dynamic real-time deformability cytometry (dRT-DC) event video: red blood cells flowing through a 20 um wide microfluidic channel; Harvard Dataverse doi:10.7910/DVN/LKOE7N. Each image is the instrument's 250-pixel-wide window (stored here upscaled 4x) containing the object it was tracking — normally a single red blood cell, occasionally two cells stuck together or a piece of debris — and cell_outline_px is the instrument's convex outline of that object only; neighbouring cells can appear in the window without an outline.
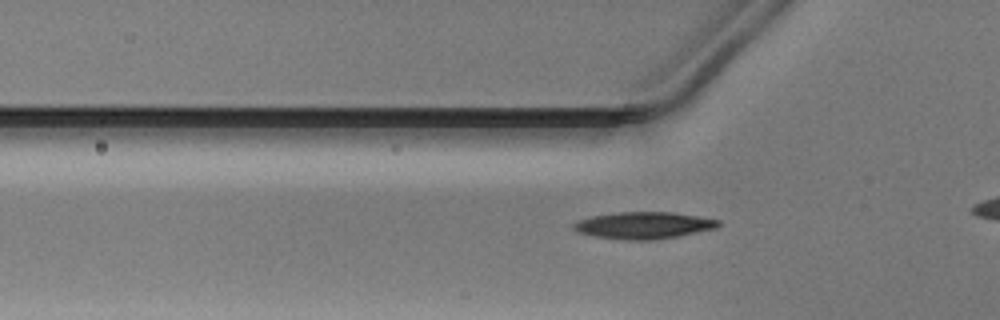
{"species": "Egyptian fruit bat (a non-hibernating species)", "species_latin": "Rousettus aegyptiacus", "temperature_condition": "warm", "stored_images_in_passage": 31, "camera_frame_rate_fps": 3000, "um_per_image_px": 0.085, "animal": {"sex": "male"}, "frame": {"image": 1, "passage_image": 6, "time_ms": 1.667, "image_size_px": [1000, 320], "cell_outline_px": [[720, 224], [716, 228], [676, 236], [652, 240], [628, 240], [596, 236], [580, 232], [572, 228], [572, 224], [580, 220], [592, 216], [616, 212], [672, 212], [700, 216], [720, 220]], "centroid_in_image_um": [54.73, 19.14], "position_along_channel_um": 71.1, "area_um2": 22.43}}
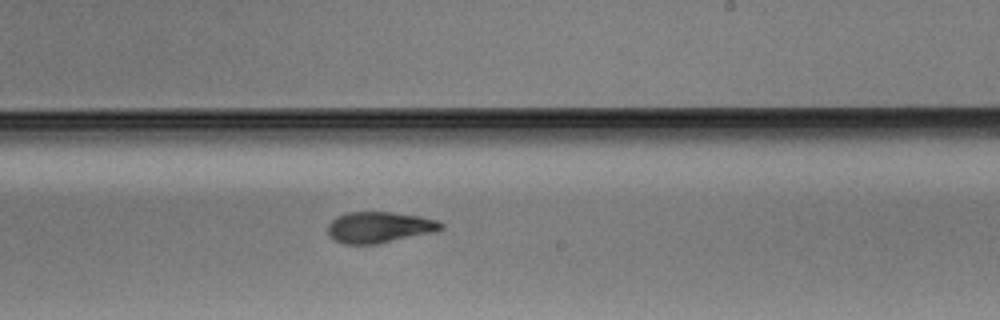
{"frame": {"image": 2, "passage_image": 20, "time_ms": 6.333, "image_size_px": [1000, 320], "cell_outline_px": [[444, 228], [436, 232], [380, 244], [344, 244], [328, 236], [328, 224], [336, 216], [348, 212], [392, 212], [420, 216], [436, 220], [444, 224]], "centroid_in_image_um": [32.27, 19.33], "position_along_channel_um": 256.7, "area_um2": 20.81}}
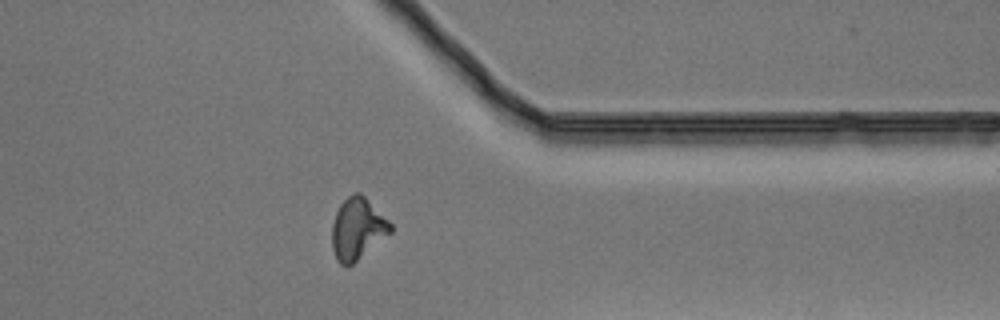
{"frame": {"image": 3, "passage_image": 30, "time_ms": 9.667, "image_size_px": [1000, 320], "cell_outline_px": [[392, 232], [348, 268], [344, 268], [336, 260], [332, 248], [332, 224], [336, 212], [340, 204], [348, 196], [356, 192], [360, 192], [392, 224]], "centroid_in_image_um": [30.37, 19.49], "position_along_channel_um": 381.0, "area_um2": 21.1}}